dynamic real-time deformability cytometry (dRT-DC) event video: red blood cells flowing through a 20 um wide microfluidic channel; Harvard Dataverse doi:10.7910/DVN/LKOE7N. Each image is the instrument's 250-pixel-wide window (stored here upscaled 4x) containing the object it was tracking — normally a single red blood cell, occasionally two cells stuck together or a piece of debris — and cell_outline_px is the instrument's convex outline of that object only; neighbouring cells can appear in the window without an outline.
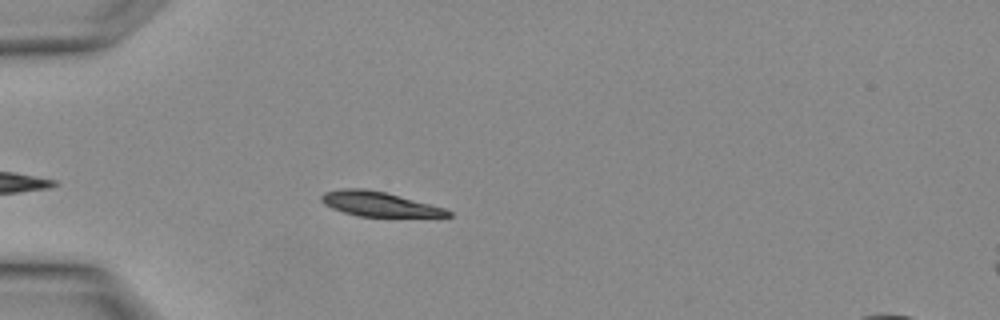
{"species": "Egyptian fruit bat (a non-hibernating species)", "species_latin": "Rousettus aegyptiacus", "temperature_condition": "warm", "stored_images_in_passage": 2, "camera_frame_rate_fps": 3000, "um_per_image_px": 0.085, "animal": {"sex": "female"}, "frame": {"image": 1, "passage_image": 2, "time_ms": 0.333, "image_size_px": [1000, 320], "cell_outline_px": [[452, 216], [360, 216], [344, 212], [332, 208], [324, 204], [320, 200], [320, 196], [324, 192], [344, 188], [364, 188], [384, 192], [444, 208], [452, 212]], "centroid_in_image_um": [32.16, 17.33], "position_along_channel_um": 52.8, "area_um2": 17.74}}